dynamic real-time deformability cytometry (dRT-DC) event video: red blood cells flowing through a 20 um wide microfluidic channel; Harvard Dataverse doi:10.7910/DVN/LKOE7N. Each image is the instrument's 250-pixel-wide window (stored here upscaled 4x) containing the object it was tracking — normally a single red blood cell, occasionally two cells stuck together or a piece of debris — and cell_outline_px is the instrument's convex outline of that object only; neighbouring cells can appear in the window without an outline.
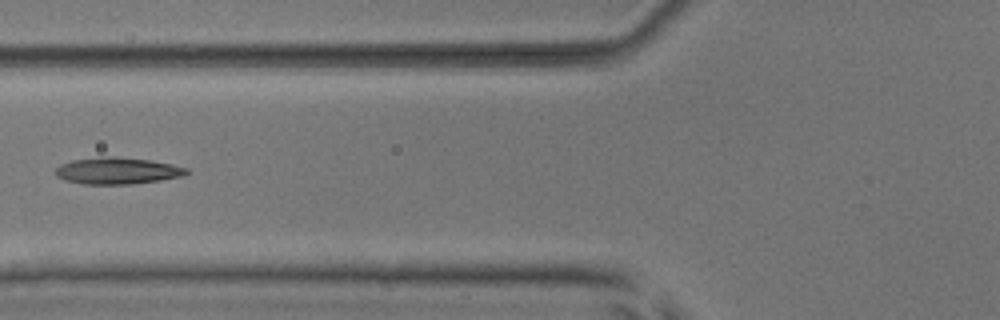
{"species": "common noctule bat (a hibernating species)", "species_latin": "Nyctalus noctula", "temperature_condition": "room temperature", "stored_images_in_passage": 6, "camera_frame_rate_fps": 3000, "um_per_image_px": 0.085, "animal": {"sex": "male", "body_mass_g": 17.9, "forearm_length_mm": 54.2}, "frame": {"image": 1, "passage_image": 6, "time_ms": 6.667, "image_size_px": [1000, 320], "cell_outline_px": [[188, 172], [184, 176], [160, 180], [132, 184], [84, 184], [64, 180], [56, 176], [56, 168], [60, 164], [72, 160], [112, 156], [116, 156], [148, 160], [172, 164], [188, 168]], "centroid_in_image_um": [9.98, 14.52], "position_along_channel_um": 115.8, "area_um2": 20.29}}